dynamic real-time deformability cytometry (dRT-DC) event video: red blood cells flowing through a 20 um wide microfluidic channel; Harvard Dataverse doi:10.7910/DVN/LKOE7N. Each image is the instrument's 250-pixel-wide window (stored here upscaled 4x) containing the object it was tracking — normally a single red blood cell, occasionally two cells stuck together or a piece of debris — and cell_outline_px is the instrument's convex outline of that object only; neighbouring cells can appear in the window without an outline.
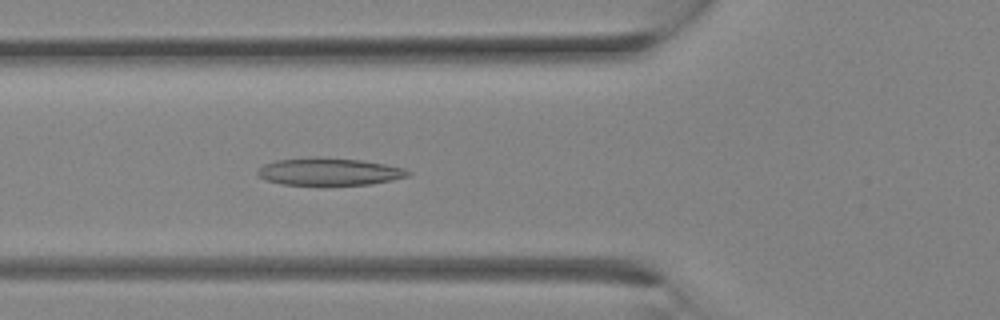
{"species": "Egyptian fruit bat (a non-hibernating species)", "species_latin": "Rousettus aegyptiacus", "temperature_condition": "room temperature", "stored_images_in_passage": 11, "camera_frame_rate_fps": 3000, "um_per_image_px": 0.085, "animal": {"sex": "female"}, "frame": {"image": 1, "passage_image": 11, "time_ms": 3.333, "image_size_px": [1000, 320], "cell_outline_px": [[412, 172], [408, 176], [392, 180], [372, 184], [284, 184], [268, 180], [260, 176], [256, 172], [264, 164], [276, 160], [316, 156], [364, 160], [404, 168]], "centroid_in_image_um": [28.02, 14.56], "position_along_channel_um": 97.8, "area_um2": 23.81}}